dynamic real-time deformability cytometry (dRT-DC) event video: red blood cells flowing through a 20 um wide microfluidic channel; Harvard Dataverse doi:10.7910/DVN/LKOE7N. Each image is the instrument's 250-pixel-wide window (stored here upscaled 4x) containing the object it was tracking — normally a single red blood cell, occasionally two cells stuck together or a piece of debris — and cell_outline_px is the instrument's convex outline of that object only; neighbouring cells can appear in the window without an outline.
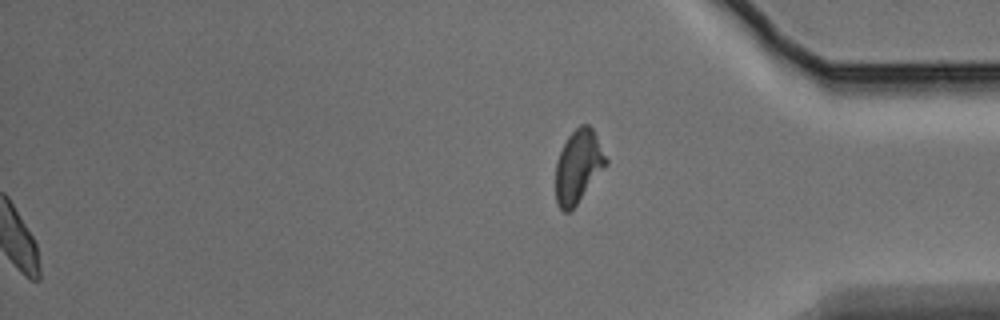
{"species": "Egyptian fruit bat (a non-hibernating species)", "species_latin": "Rousettus aegyptiacus", "temperature_condition": "warm", "stored_images_in_passage": 55, "segment_of_instrument_passage": [2, 2], "camera_frame_rate_fps": 3000, "um_per_image_px": 0.085, "animal": {"sex": "male"}, "frame": {"image": 1, "passage_image": 55, "time_ms": 18.0, "image_size_px": [1000, 320], "cell_outline_px": [[608, 164], [576, 204], [568, 212], [564, 212], [556, 204], [556, 164], [560, 152], [568, 136], [580, 124], [588, 124], [592, 128], [608, 160]], "centroid_in_image_um": [49.15, 14.14], "position_along_channel_um": 386.0, "area_um2": 21.1}}